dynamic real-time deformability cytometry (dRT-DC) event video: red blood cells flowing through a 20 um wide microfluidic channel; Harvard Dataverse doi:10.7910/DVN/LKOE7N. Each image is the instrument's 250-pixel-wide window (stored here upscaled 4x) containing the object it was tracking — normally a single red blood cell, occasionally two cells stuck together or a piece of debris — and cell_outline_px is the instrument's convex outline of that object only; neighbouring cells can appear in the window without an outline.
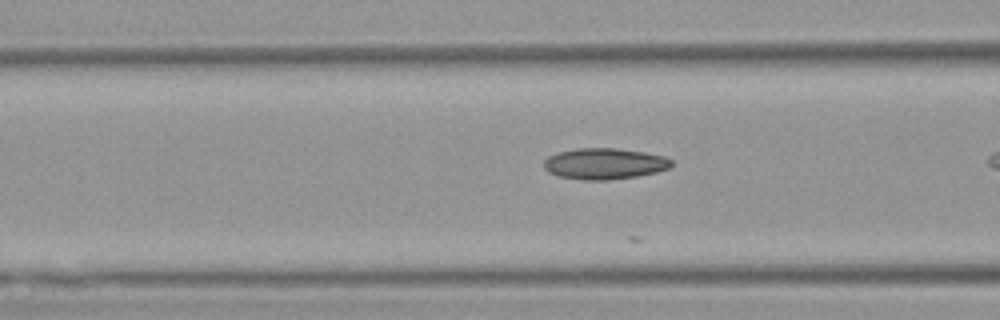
{"species": "Egyptian fruit bat (a non-hibernating species)", "species_latin": "Rousettus aegyptiacus", "temperature_condition": "warm", "stored_images_in_passage": 9, "camera_frame_rate_fps": 3000, "um_per_image_px": 0.085, "animal": {"sex": "female"}, "frame": {"image": 1, "passage_image": 4, "time_ms": 1.0, "image_size_px": [1000, 320], "cell_outline_px": [[672, 164], [668, 168], [656, 172], [636, 176], [608, 180], [584, 180], [560, 176], [548, 172], [544, 168], [544, 160], [548, 156], [556, 152], [576, 148], [616, 148], [644, 152], [664, 156], [672, 160]], "centroid_in_image_um": [51.35, 13.9], "position_along_channel_um": 115.2, "area_um2": 23.12}}
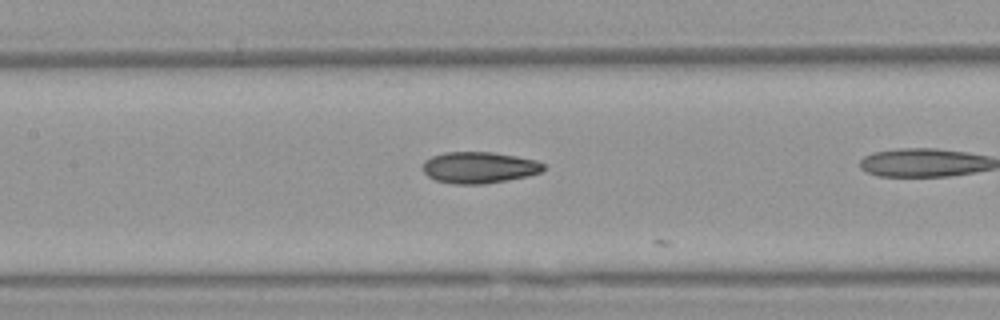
{"frame": {"image": 2, "passage_image": 8, "time_ms": 2.333, "image_size_px": [1000, 320], "cell_outline_px": [[544, 172], [528, 176], [484, 184], [456, 184], [436, 180], [428, 176], [424, 172], [424, 160], [432, 156], [444, 152], [492, 152], [516, 156], [536, 160], [544, 164]], "centroid_in_image_um": [40.75, 14.23], "position_along_channel_um": 166.7, "area_um2": 22.08}}